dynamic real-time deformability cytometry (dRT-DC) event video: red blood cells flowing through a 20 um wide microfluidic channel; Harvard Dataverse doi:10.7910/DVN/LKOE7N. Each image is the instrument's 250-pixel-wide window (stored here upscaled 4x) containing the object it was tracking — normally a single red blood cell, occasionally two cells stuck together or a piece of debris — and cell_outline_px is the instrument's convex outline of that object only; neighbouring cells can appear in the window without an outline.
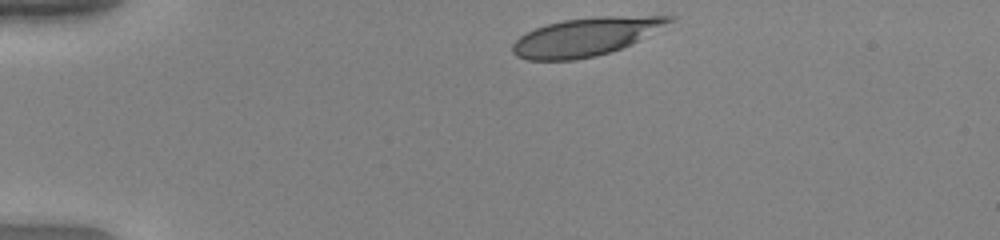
{"species": "human", "species_latin": "Homo sapiens", "temperature_condition": "warm", "stored_images_in_passage": 36, "camera_frame_rate_fps": 3000, "um_per_image_px": 0.085, "donor": {"sex": "female"}, "frame": {"image": 1, "passage_image": 1, "time_ms": 0.0, "image_size_px": [1000, 240], "cell_outline_px": [[676, 20], [620, 48], [596, 56], [576, 60], [528, 60], [516, 56], [512, 52], [512, 44], [520, 36], [536, 28], [548, 24], [564, 20], [596, 16], [676, 16]], "centroid_in_image_um": [49.74, 3.13], "position_along_channel_um": 35.3, "area_um2": 34.33}}
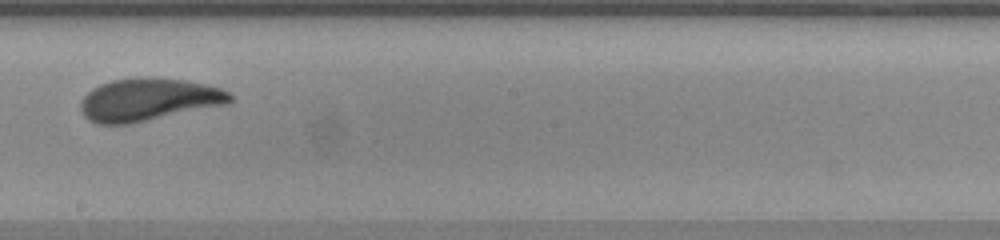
{"frame": {"image": 2, "passage_image": 21, "time_ms": 6.667, "image_size_px": [1000, 240], "cell_outline_px": [[232, 100], [228, 104], [128, 124], [96, 124], [88, 120], [84, 116], [80, 108], [80, 100], [92, 88], [100, 84], [112, 80], [140, 76], [144, 76], [184, 80], [208, 84], [220, 88], [228, 92], [232, 96]], "centroid_in_image_um": [12.6, 8.46], "position_along_channel_um": 235.6, "area_um2": 37.34}}
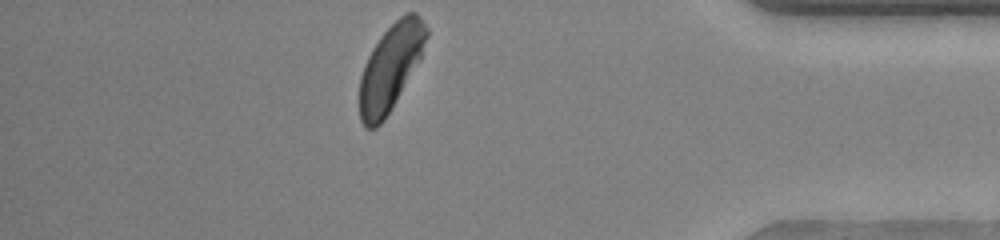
{"frame": {"image": 3, "passage_image": 36, "time_ms": 11.667, "image_size_px": [1000, 240], "cell_outline_px": [[428, 36], [420, 60], [384, 120], [376, 128], [364, 128], [360, 120], [360, 76], [364, 64], [372, 48], [380, 36], [404, 12], [416, 12], [424, 20], [428, 28]], "centroid_in_image_um": [33.21, 5.7], "position_along_channel_um": 402.0, "area_um2": 33.52}, "authors_computed_cell_mechanics": {"area_um2": 36.3562, "velocity_mm_per_s": 3.9377, "shape_relaxation_time_tau1_ms": 4.7664, "shape_relaxation_time_tau2_ms": null, "deformation_change_tau1": 0.1943, "deformation_change_tau2": null}}